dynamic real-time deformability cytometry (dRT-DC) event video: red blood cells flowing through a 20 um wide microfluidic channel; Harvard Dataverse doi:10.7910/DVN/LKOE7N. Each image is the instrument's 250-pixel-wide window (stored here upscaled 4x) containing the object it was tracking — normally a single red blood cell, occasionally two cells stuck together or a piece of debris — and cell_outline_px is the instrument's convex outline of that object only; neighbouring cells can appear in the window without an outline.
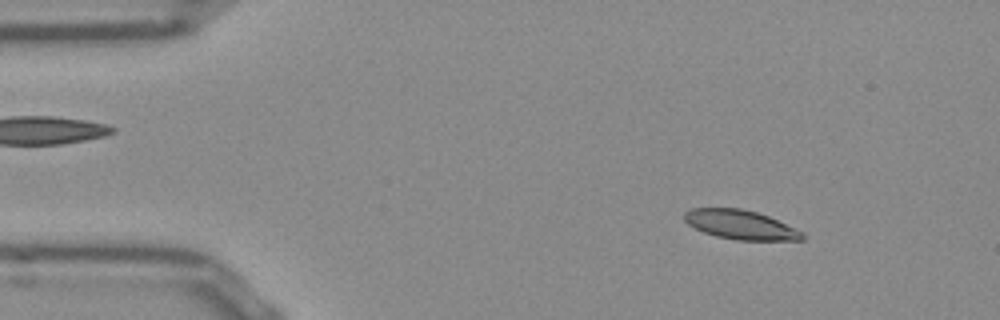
{"species": "Egyptian fruit bat (a non-hibernating species)", "species_latin": "Rousettus aegyptiacus", "temperature_condition": "room temperature", "stored_images_in_passage": 51, "camera_frame_rate_fps": 3000, "um_per_image_px": 0.085, "frame": {"image": 1, "passage_image": 6, "time_ms": 1.667, "image_size_px": [1000, 320], "cell_outline_px": [[808, 236], [804, 240], [736, 240], [716, 236], [704, 232], [688, 224], [684, 220], [684, 212], [692, 208], [740, 208], [756, 212], [768, 216], [804, 232]], "centroid_in_image_um": [62.98, 19.11], "position_along_channel_um": 22.0, "area_um2": 20.11}}
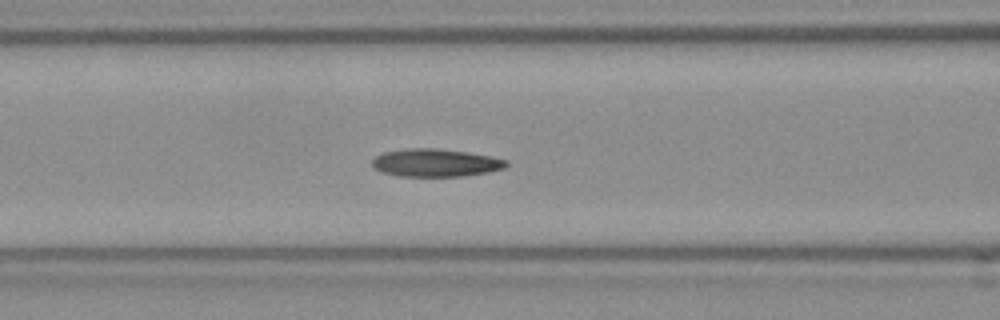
{"frame": {"image": 2, "passage_image": 20, "time_ms": 6.333, "image_size_px": [1000, 320], "cell_outline_px": [[508, 164], [504, 168], [488, 172], [464, 176], [400, 176], [384, 172], [376, 168], [372, 164], [372, 160], [376, 156], [384, 152], [408, 148], [436, 148], [468, 152], [508, 160]], "centroid_in_image_um": [37.04, 13.83], "position_along_channel_um": 129.6, "area_um2": 21.56}}
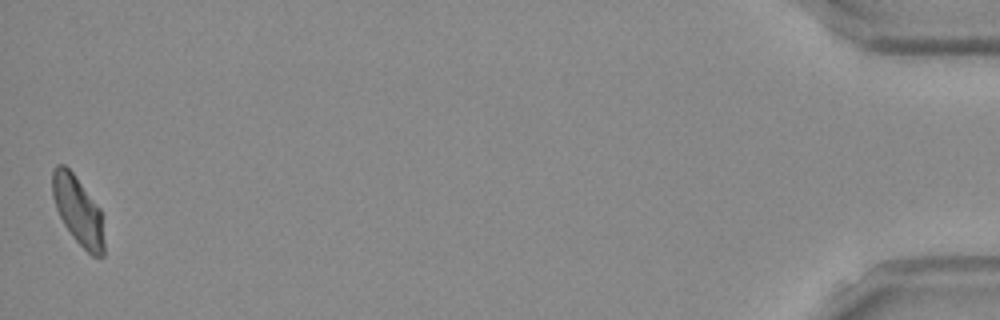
{"frame": {"image": 3, "passage_image": 51, "time_ms": 16.667, "image_size_px": [1000, 320], "cell_outline_px": [[104, 256], [92, 256], [72, 236], [64, 224], [56, 208], [52, 196], [52, 172], [56, 164], [64, 164], [72, 172], [100, 208], [104, 240]], "centroid_in_image_um": [6.62, 17.89], "position_along_channel_um": 428.6, "area_um2": 20.4}, "authors_computed_cell_mechanics": {"area_um2": 21.3282, "velocity_mm_per_s": 3.8527, "shape_relaxation_time_tau1_ms": 10.073, "shape_relaxation_time_tau2_ms": 3.3216, "deformation_change_tau1": 0.1899, "deformation_change_tau2": 0.0887}}